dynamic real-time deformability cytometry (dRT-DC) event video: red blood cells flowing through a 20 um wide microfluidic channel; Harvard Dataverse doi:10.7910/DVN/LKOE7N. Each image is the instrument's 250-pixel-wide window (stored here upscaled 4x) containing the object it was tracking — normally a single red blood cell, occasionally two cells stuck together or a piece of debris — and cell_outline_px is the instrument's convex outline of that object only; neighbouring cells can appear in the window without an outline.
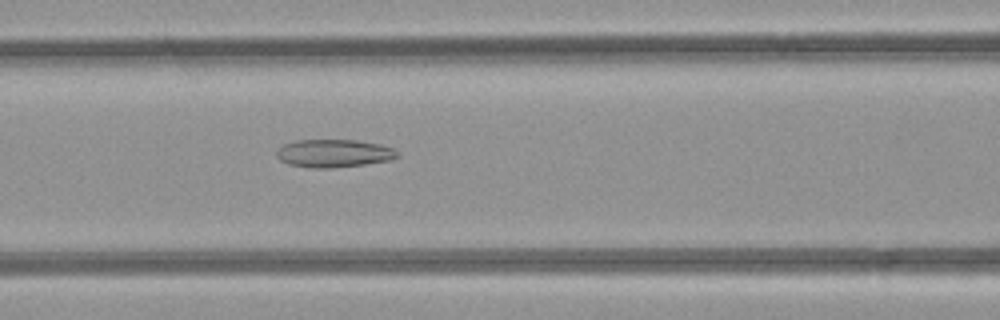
{"species": "common noctule bat (a hibernating species)", "species_latin": "Nyctalus noctula", "temperature_condition": "room temperature", "stored_images_in_passage": 23, "camera_frame_rate_fps": 3000, "um_per_image_px": 0.085, "animal": {"sex": "female", "body_mass_g": 21.9}, "frame": {"image": 1, "passage_image": 11, "time_ms": 3.333, "image_size_px": [1000, 320], "cell_outline_px": [[400, 156], [392, 160], [364, 164], [332, 168], [308, 168], [288, 164], [280, 160], [276, 156], [276, 152], [284, 144], [296, 140], [356, 140], [380, 144], [392, 148], [400, 152]], "centroid_in_image_um": [28.4, 13.04], "position_along_channel_um": 138.2, "area_um2": 19.83}}
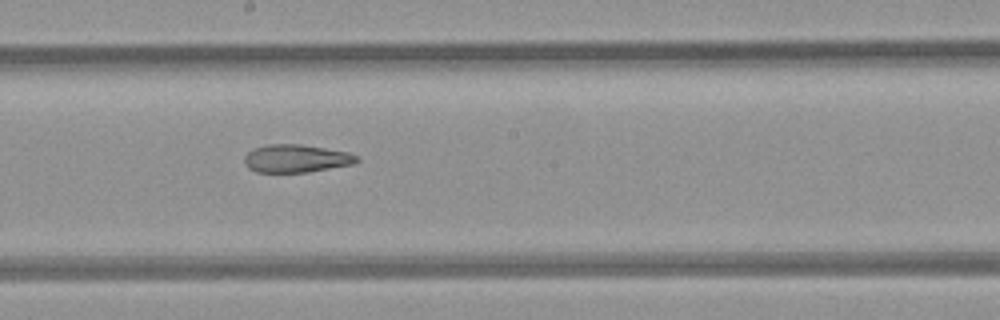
{"frame": {"image": 2, "passage_image": 17, "time_ms": 5.333, "image_size_px": [1000, 320], "cell_outline_px": [[360, 160], [352, 164], [308, 172], [256, 172], [248, 168], [244, 164], [244, 156], [252, 148], [268, 144], [300, 144], [348, 152], [356, 156]], "centroid_in_image_um": [25.12, 13.47], "position_along_channel_um": 223.1, "area_um2": 18.26}}
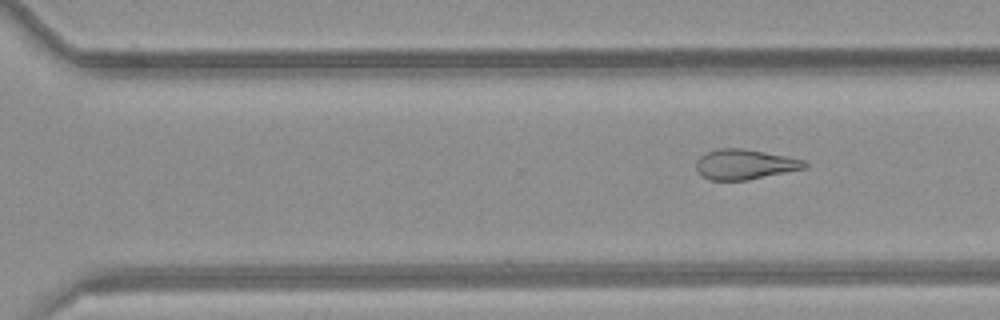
{"frame": {"image": 3, "passage_image": 23, "time_ms": 7.333, "image_size_px": [1000, 320], "cell_outline_px": [[808, 164], [804, 168], [748, 180], [708, 180], [696, 168], [696, 160], [700, 156], [716, 148], [740, 148], [764, 152], [804, 160]], "centroid_in_image_um": [63.27, 13.97], "position_along_channel_um": 307.3, "area_um2": 18.73}}